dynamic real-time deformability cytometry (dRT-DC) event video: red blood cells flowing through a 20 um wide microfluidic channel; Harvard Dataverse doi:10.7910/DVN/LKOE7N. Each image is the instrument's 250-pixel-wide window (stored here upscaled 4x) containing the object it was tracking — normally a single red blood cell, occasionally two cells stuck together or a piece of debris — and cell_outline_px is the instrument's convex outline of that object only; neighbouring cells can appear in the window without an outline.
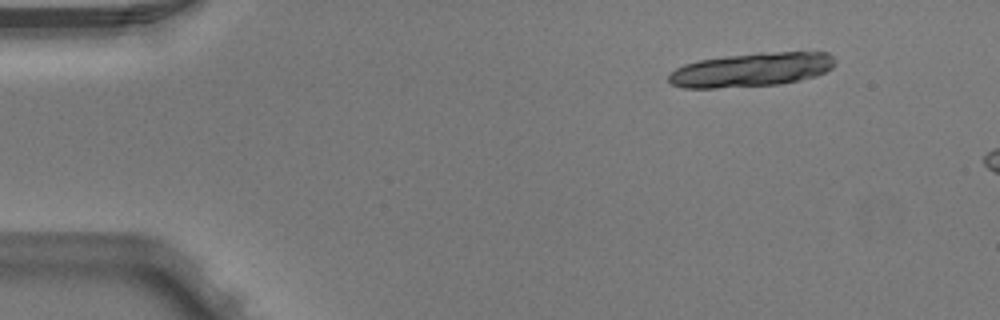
{"species": "Egyptian fruit bat (a non-hibernating species)", "species_latin": "Rousettus aegyptiacus", "temperature_condition": "warm", "stored_images_in_passage": 4, "camera_frame_rate_fps": 3000, "um_per_image_px": 0.085, "animal": {"sex": "male"}, "frame": {"image": 1, "passage_image": 1, "time_ms": 0.0, "image_size_px": [1000, 320], "cell_outline_px": [[836, 64], [832, 68], [816, 76], [800, 80], [780, 84], [716, 88], [684, 88], [672, 84], [668, 80], [668, 76], [676, 68], [684, 64], [700, 60], [724, 56], [760, 52], [828, 52], [836, 60]], "centroid_in_image_um": [63.89, 5.92], "position_along_channel_um": 21.1, "area_um2": 33.0}}